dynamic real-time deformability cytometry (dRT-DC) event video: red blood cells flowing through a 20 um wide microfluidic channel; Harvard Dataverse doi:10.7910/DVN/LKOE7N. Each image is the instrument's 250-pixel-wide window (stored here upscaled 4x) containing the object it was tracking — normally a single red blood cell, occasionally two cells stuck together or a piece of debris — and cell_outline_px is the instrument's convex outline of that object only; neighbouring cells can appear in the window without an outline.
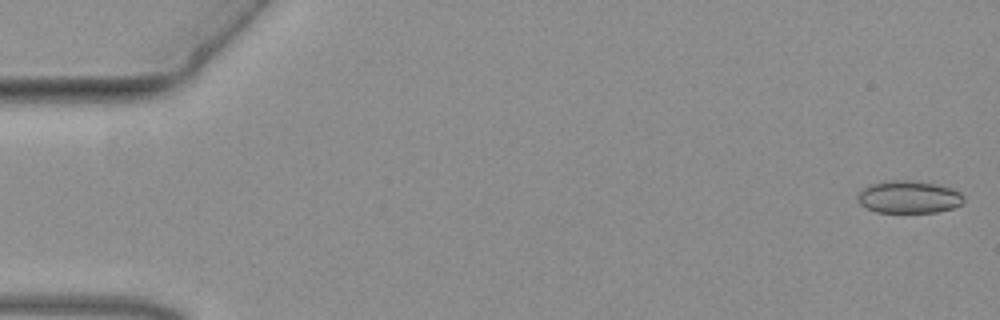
{"species": "common noctule bat (a hibernating species)", "species_latin": "Nyctalus noctula", "temperature_condition": "warm", "stored_images_in_passage": 16, "camera_frame_rate_fps": 3000, "um_per_image_px": 0.085, "animal": {"sex": "female", "body_mass_g": 19.3, "forearm_length_mm": 54.1}, "frame": {"image": 1, "passage_image": 1, "time_ms": 0.0, "image_size_px": [1000, 320], "cell_outline_px": [[964, 200], [960, 204], [952, 208], [936, 212], [876, 212], [860, 204], [856, 196], [868, 184], [884, 180], [912, 180], [936, 184], [952, 188], [960, 192], [964, 196]], "centroid_in_image_um": [77.23, 16.73], "position_along_channel_um": 7.8, "area_um2": 20.17}}
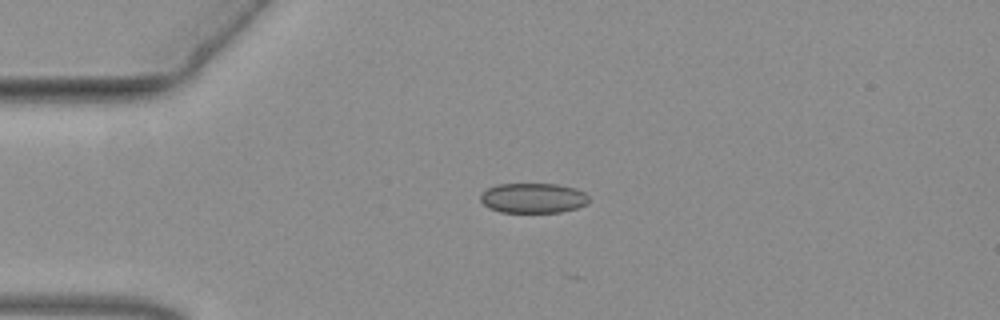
{"frame": {"image": 2, "passage_image": 13, "time_ms": 4.0, "image_size_px": [1000, 320], "cell_outline_px": [[588, 204], [576, 208], [560, 212], [500, 212], [488, 208], [480, 200], [480, 196], [488, 188], [496, 184], [556, 184], [576, 188], [584, 192], [588, 196]], "centroid_in_image_um": [45.32, 16.83], "position_along_channel_um": 39.7, "area_um2": 18.96}}